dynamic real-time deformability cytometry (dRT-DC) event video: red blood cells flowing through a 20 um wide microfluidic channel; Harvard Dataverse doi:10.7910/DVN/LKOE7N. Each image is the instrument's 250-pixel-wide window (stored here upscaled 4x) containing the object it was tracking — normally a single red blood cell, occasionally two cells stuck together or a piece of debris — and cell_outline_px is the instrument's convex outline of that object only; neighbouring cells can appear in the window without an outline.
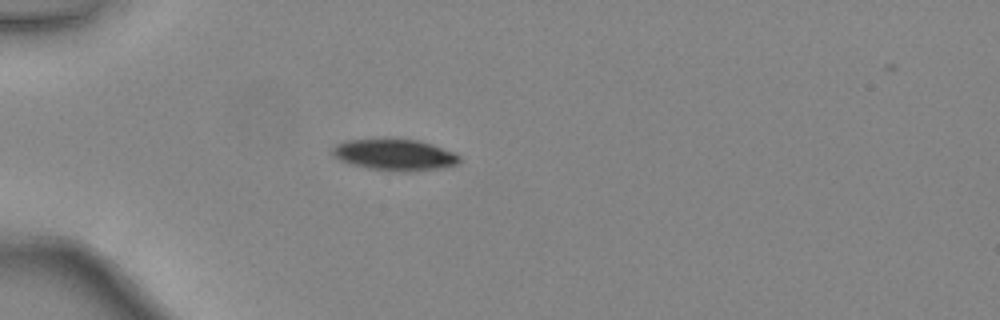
{"species": "common noctule bat (a hibernating species)", "species_latin": "Nyctalus noctula", "temperature_condition": "warm", "stored_images_in_passage": 34, "camera_frame_rate_fps": 3000, "um_per_image_px": 0.085, "animal": {"sex": "female", "body_mass_g": 24.6, "forearm_length_mm": 56.2}, "frame": {"image": 1, "passage_image": 1, "time_ms": 0.0, "image_size_px": [1000, 320], "cell_outline_px": [[460, 160], [456, 164], [444, 168], [408, 172], [400, 172], [368, 168], [348, 164], [332, 156], [332, 148], [336, 144], [344, 140], [420, 140], [432, 144], [452, 152], [460, 156]], "centroid_in_image_um": [33.53, 13.18], "position_along_channel_um": 51.5, "area_um2": 23.12}}
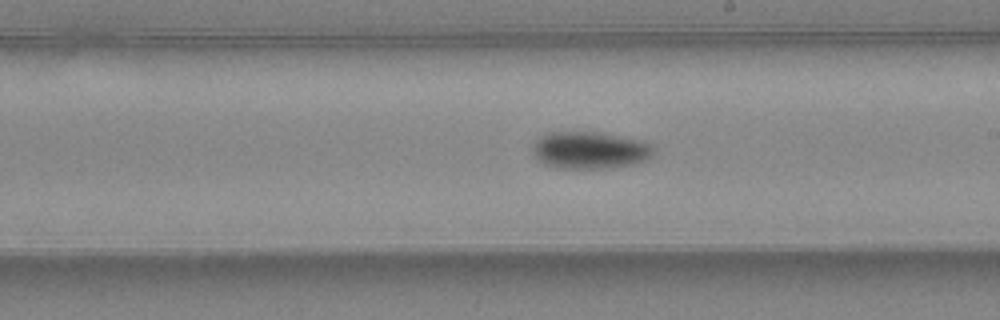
{"frame": {"image": 2, "passage_image": 15, "time_ms": 4.667, "image_size_px": [1000, 320], "cell_outline_px": [[656, 152], [648, 160], [632, 164], [612, 168], [556, 168], [544, 164], [536, 160], [532, 152], [532, 148], [536, 140], [544, 132], [604, 132], [644, 140], [652, 144], [656, 148]], "centroid_in_image_um": [50.18, 12.76], "position_along_channel_um": 238.8, "area_um2": 26.99}}
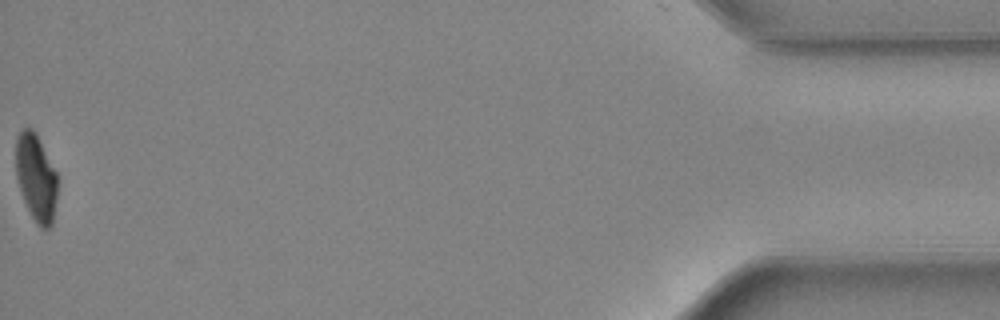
{"frame": {"image": 3, "passage_image": 34, "time_ms": 11.0, "image_size_px": [1000, 320], "cell_outline_px": [[56, 200], [52, 224], [48, 228], [40, 228], [36, 224], [24, 200], [16, 176], [16, 136], [24, 128], [32, 128], [36, 132], [56, 172]], "centroid_in_image_um": [3.05, 15.08], "position_along_channel_um": 432.1, "area_um2": 20.87}, "authors_computed_cell_mechanics": {"area_um2": 24.854, "velocity_mm_per_s": 4.4639, "shape_relaxation_time_tau1_ms": 2.6931, "shape_relaxation_time_tau2_ms": null, "deformation_change_tau1": 0.1077, "deformation_change_tau2": null}}